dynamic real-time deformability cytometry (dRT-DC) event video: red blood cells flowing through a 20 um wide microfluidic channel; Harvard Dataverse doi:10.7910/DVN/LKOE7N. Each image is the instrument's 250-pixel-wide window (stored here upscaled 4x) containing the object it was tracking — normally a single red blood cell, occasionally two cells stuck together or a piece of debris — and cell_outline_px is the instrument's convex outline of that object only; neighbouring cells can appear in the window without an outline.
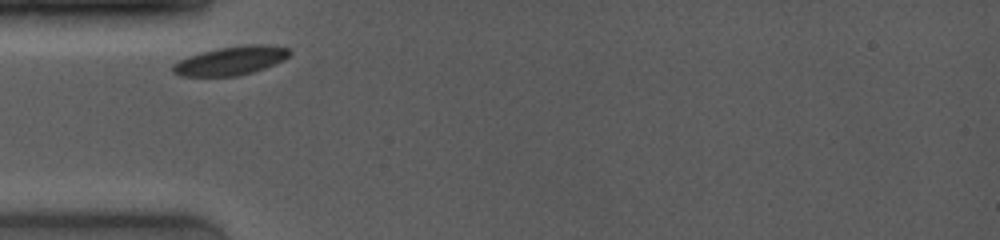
{"species": "common noctule bat (a hibernating species)", "species_latin": "Nyctalus noctula", "temperature_condition": "room temperature", "stored_images_in_passage": 17, "camera_frame_rate_fps": 4000, "um_per_image_px": 0.085, "animal": {"sex": "female", "body_mass_g": 19.0, "forearm_length_mm": 53.3}, "frame": {"image": 1, "passage_image": 1, "time_ms": 0.0, "image_size_px": [1000, 240], "cell_outline_px": [[292, 52], [284, 60], [264, 68], [252, 72], [236, 76], [180, 76], [172, 72], [172, 64], [188, 56], [200, 52], [220, 48], [244, 44], [272, 44], [288, 48]], "centroid_in_image_um": [19.63, 5.14], "position_along_channel_um": 65.4, "area_um2": 19.65}}
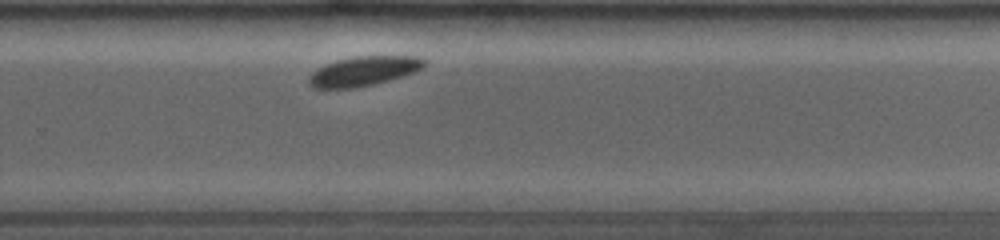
{"frame": {"image": 2, "passage_image": 12, "time_ms": 6.25, "image_size_px": [1000, 240], "cell_outline_px": [[428, 64], [424, 68], [416, 72], [388, 80], [372, 84], [352, 88], [312, 88], [308, 84], [308, 76], [312, 72], [328, 64], [340, 60], [356, 56], [416, 56], [428, 60]], "centroid_in_image_um": [30.98, 6.04], "position_along_channel_um": 298.8, "area_um2": 19.77}}
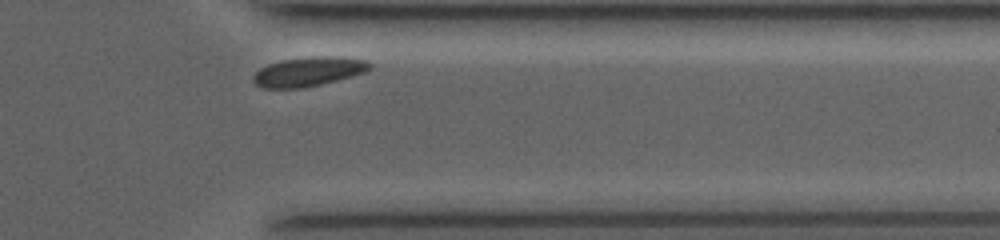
{"frame": {"image": 3, "passage_image": 16, "time_ms": 8.5, "image_size_px": [1000, 240], "cell_outline_px": [[372, 68], [364, 72], [352, 76], [320, 84], [300, 88], [264, 88], [256, 84], [252, 80], [252, 76], [260, 68], [268, 64], [284, 60], [312, 56], [336, 56], [368, 60], [372, 64]], "centroid_in_image_um": [26.24, 6.08], "position_along_channel_um": 385.2, "area_um2": 19.83}, "authors_computed_cell_mechanics": {"area_um2": 19.941, "velocity_mm_per_s": 3.7463, "shape_relaxation_time_tau1_ms": 1.8119, "shape_relaxation_time_tau2_ms": null, "deformation_change_tau1": 0.0325, "deformation_change_tau2": null}}